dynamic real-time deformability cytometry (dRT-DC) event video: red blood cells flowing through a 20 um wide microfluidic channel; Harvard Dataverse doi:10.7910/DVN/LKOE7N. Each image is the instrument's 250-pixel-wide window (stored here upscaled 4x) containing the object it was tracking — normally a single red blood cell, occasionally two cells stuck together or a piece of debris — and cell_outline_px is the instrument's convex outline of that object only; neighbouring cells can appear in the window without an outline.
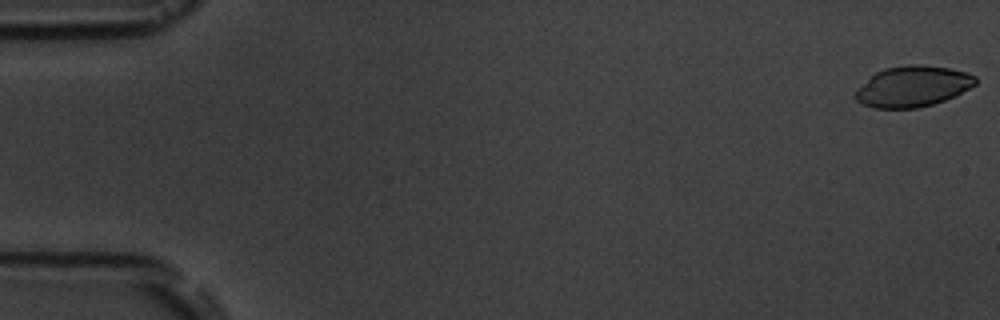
{"species": "common noctule bat (a hibernating species)", "species_latin": "Nyctalus noctula", "temperature_condition": "room temperature", "stored_images_in_passage": 6, "camera_frame_rate_fps": 3000, "um_per_image_px": 0.085, "animal": {"sex": "male", "body_mass_g": 19.5, "forearm_length_mm": 54.6}, "frame": {"image": 1, "passage_image": 1, "time_ms": 0.0, "image_size_px": [1000, 320], "cell_outline_px": [[976, 84], [956, 96], [932, 104], [916, 108], [872, 108], [856, 100], [852, 96], [856, 88], [876, 72], [884, 68], [904, 64], [920, 64], [948, 68], [968, 72], [976, 76]], "centroid_in_image_um": [77.56, 7.33], "position_along_channel_um": 7.4, "area_um2": 28.84}}